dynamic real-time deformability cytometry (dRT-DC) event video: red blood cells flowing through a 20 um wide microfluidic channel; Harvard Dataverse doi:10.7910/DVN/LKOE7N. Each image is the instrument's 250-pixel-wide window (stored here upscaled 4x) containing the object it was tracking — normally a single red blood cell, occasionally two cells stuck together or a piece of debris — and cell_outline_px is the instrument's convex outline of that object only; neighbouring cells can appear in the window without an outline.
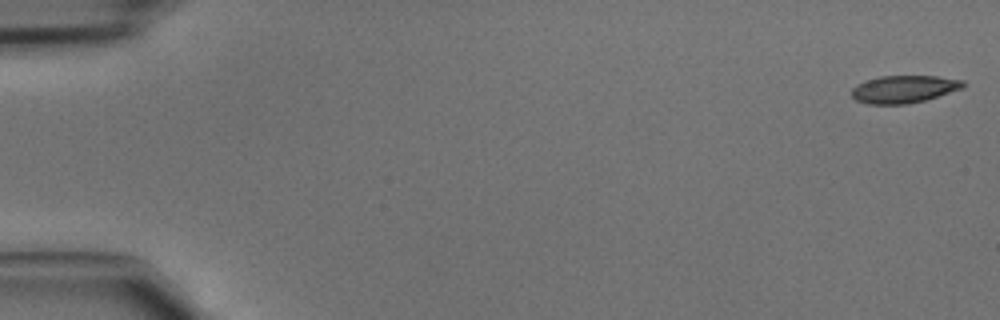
{"species": "common noctule bat (a hibernating species)", "species_latin": "Nyctalus noctula", "temperature_condition": "cold", "stored_images_in_passage": 46, "camera_frame_rate_fps": 3000, "um_per_image_px": 0.085, "animal": {"sex": "male", "body_mass_g": 15.6}, "frame": {"image": 1, "passage_image": 1, "time_ms": 0.0, "image_size_px": [1000, 320], "cell_outline_px": [[964, 84], [960, 88], [924, 100], [908, 104], [868, 104], [856, 100], [852, 96], [852, 88], [856, 84], [880, 76], [936, 76], [964, 80]], "centroid_in_image_um": [76.78, 7.57], "position_along_channel_um": 8.2, "area_um2": 17.57}}
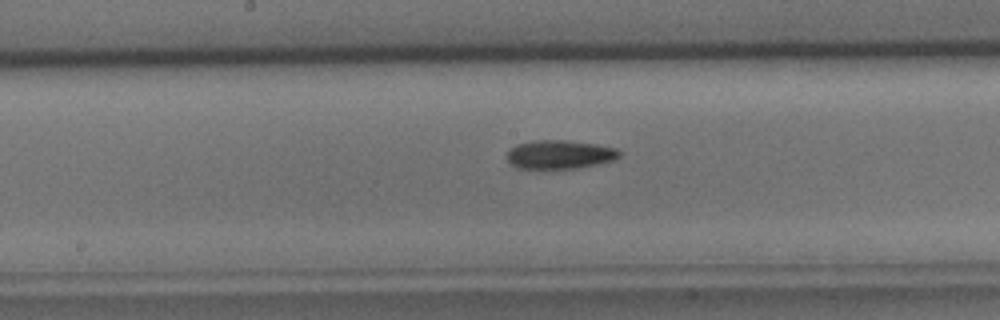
{"frame": {"image": 2, "passage_image": 24, "time_ms": 7.667, "image_size_px": [1000, 320], "cell_outline_px": [[620, 156], [612, 160], [596, 164], [576, 168], [520, 168], [512, 164], [508, 160], [508, 152], [516, 144], [532, 140], [564, 140], [596, 144], [616, 148], [620, 152]], "centroid_in_image_um": [47.57, 13.12], "position_along_channel_um": 200.6, "area_um2": 18.5}}
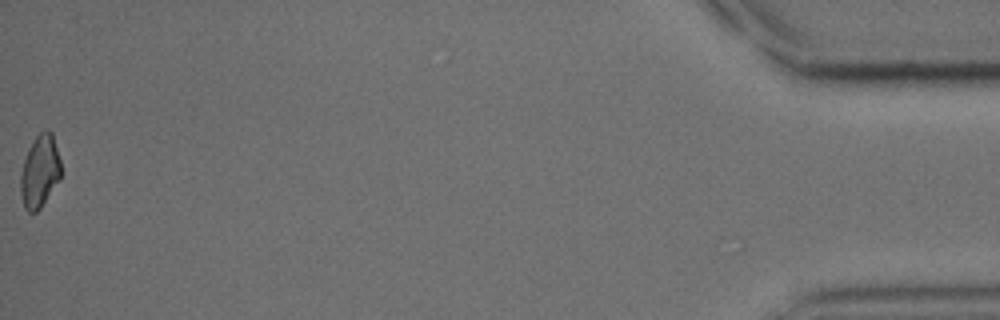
{"frame": {"image": 3, "passage_image": 46, "time_ms": 15.0, "image_size_px": [1000, 320], "cell_outline_px": [[60, 180], [40, 208], [36, 212], [28, 212], [24, 208], [20, 192], [20, 172], [28, 148], [32, 140], [40, 132], [48, 128], [52, 132], [60, 160]], "centroid_in_image_um": [3.37, 14.55], "position_along_channel_um": 431.8, "area_um2": 17.22}}